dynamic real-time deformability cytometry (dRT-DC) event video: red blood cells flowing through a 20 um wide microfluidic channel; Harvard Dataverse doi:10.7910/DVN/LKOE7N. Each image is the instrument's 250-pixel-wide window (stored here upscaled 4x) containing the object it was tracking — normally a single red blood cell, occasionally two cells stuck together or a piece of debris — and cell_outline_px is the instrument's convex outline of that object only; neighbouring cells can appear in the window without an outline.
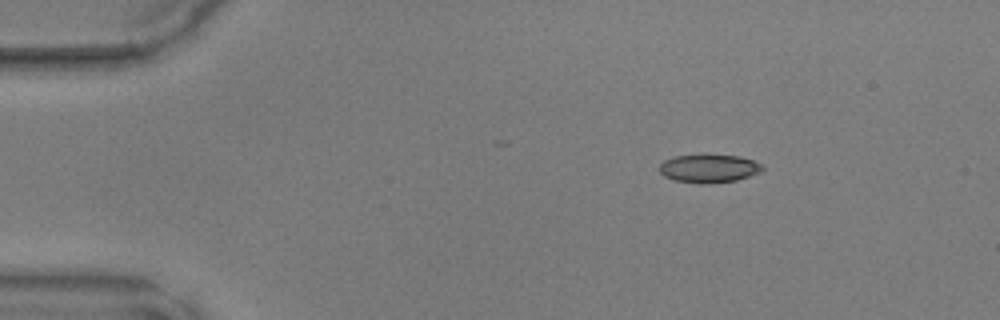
{"species": "common noctule bat (a hibernating species)", "species_latin": "Nyctalus noctula", "temperature_condition": "warm", "stored_images_in_passage": 40, "camera_frame_rate_fps": 3000, "um_per_image_px": 0.085, "animal": {"sex": "male", "body_mass_g": 17.9, "forearm_length_mm": 54.2}, "frame": {"image": 1, "passage_image": 1, "time_ms": 0.0, "image_size_px": [1000, 320], "cell_outline_px": [[764, 168], [760, 172], [736, 180], [704, 184], [700, 184], [672, 180], [664, 176], [660, 172], [660, 164], [664, 160], [672, 156], [704, 152], [740, 156], [752, 160], [760, 164]], "centroid_in_image_um": [60.2, 14.27], "position_along_channel_um": 24.8, "area_um2": 17.63}}
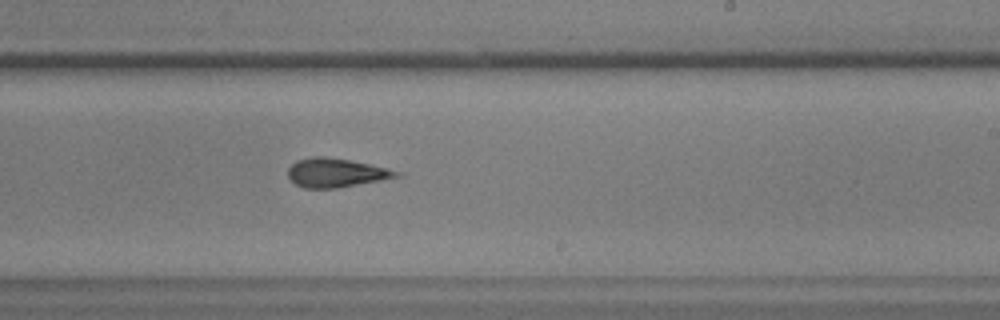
{"frame": {"image": 2, "passage_image": 23, "time_ms": 7.333, "image_size_px": [1000, 320], "cell_outline_px": [[404, 176], [336, 188], [304, 188], [296, 184], [288, 176], [288, 168], [296, 160], [312, 156], [324, 156], [348, 160], [388, 168], [404, 172]], "centroid_in_image_um": [28.59, 14.68], "position_along_channel_um": 260.4, "area_um2": 18.32}}
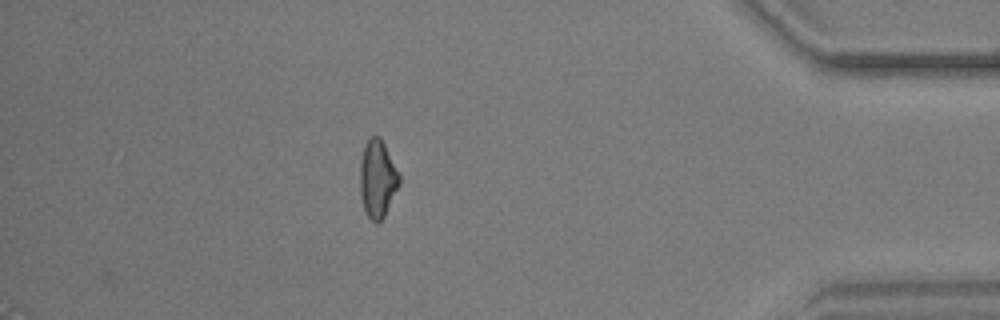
{"frame": {"image": 3, "passage_image": 36, "time_ms": 11.667, "image_size_px": [1000, 320], "cell_outline_px": [[400, 184], [384, 216], [376, 224], [368, 216], [364, 208], [360, 192], [360, 160], [364, 144], [372, 136], [380, 136], [400, 172]], "centroid_in_image_um": [32.1, 15.16], "position_along_channel_um": 403.1, "area_um2": 17.86}}